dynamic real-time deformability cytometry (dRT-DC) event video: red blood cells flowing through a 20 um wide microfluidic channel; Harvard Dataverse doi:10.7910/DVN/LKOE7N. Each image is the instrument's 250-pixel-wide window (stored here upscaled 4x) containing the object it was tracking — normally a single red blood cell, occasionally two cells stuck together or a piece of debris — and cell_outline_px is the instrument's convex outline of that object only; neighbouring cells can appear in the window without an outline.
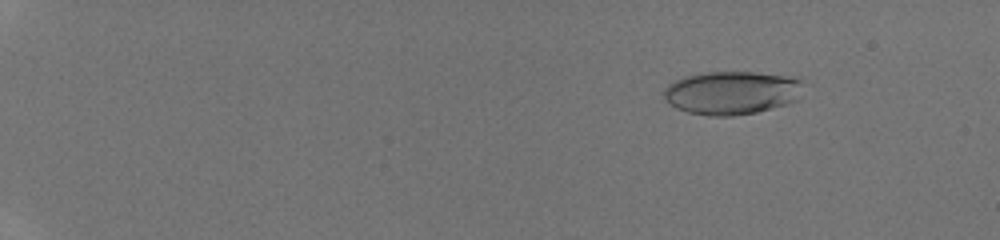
{"species": "human", "species_latin": "Homo sapiens", "temperature_condition": "room temperature", "stored_images_in_passage": 48, "camera_frame_rate_fps": 3000, "um_per_image_px": 0.085, "donor": {"sex": "male"}, "frame": {"image": 1, "passage_image": 8, "time_ms": 2.333, "image_size_px": [1000, 240], "cell_outline_px": [[804, 80], [796, 100], [788, 104], [756, 112], [732, 116], [708, 116], [688, 112], [676, 108], [664, 100], [664, 88], [668, 84], [684, 76], [708, 72], [756, 72], [784, 76]], "centroid_in_image_um": [62.16, 7.89], "position_along_channel_um": 22.8, "area_um2": 35.2}}
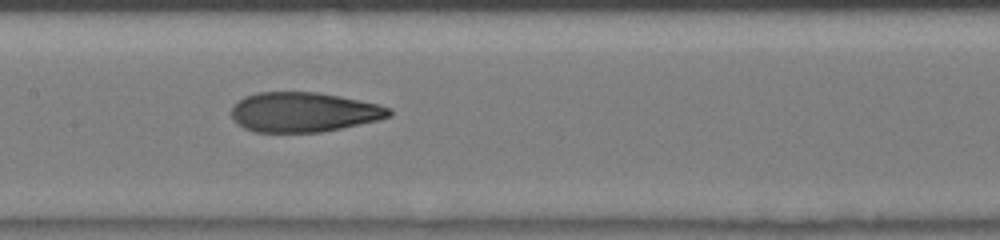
{"frame": {"image": 2, "passage_image": 28, "time_ms": 9.0, "image_size_px": [1000, 240], "cell_outline_px": [[392, 116], [380, 120], [320, 132], [252, 132], [244, 128], [232, 120], [232, 108], [244, 96], [256, 92], [316, 92], [340, 96], [376, 104], [392, 108]], "centroid_in_image_um": [25.81, 9.53], "position_along_channel_um": 181.6, "area_um2": 36.53}}
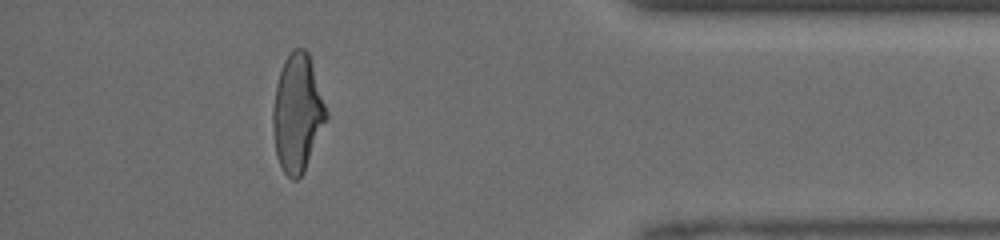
{"frame": {"image": 3, "passage_image": 44, "time_ms": 14.333, "image_size_px": [1000, 240], "cell_outline_px": [[328, 116], [304, 172], [296, 180], [292, 180], [284, 172], [276, 156], [272, 128], [272, 112], [276, 84], [284, 60], [292, 48], [304, 48], [308, 52], [328, 112]], "centroid_in_image_um": [25.27, 9.61], "position_along_channel_um": 409.9, "area_um2": 36.53}}